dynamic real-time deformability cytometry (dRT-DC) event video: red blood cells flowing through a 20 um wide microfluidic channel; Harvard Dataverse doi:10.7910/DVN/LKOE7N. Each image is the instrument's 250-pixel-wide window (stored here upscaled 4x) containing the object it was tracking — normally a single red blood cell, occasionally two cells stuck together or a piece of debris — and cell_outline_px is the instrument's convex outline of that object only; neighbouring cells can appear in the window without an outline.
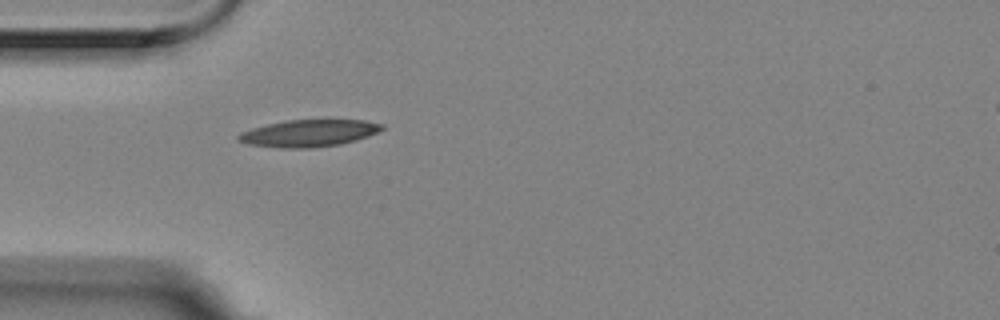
{"species": "Egyptian fruit bat (a non-hibernating species)", "species_latin": "Rousettus aegyptiacus", "temperature_condition": "room temperature", "stored_images_in_passage": 6, "segment_of_instrument_passage": [2, 2], "camera_frame_rate_fps": 3000, "um_per_image_px": 0.085, "animal": {"sex": "female"}, "frame": {"image": 1, "passage_image": 6, "time_ms": 1.667, "image_size_px": [1000, 320], "cell_outline_px": [[384, 128], [380, 132], [356, 140], [340, 144], [308, 148], [280, 148], [248, 144], [236, 140], [236, 136], [240, 132], [252, 128], [284, 120], [328, 116], [364, 120], [384, 124]], "centroid_in_image_um": [26.31, 11.26], "position_along_channel_um": 58.7, "area_um2": 23.87}}